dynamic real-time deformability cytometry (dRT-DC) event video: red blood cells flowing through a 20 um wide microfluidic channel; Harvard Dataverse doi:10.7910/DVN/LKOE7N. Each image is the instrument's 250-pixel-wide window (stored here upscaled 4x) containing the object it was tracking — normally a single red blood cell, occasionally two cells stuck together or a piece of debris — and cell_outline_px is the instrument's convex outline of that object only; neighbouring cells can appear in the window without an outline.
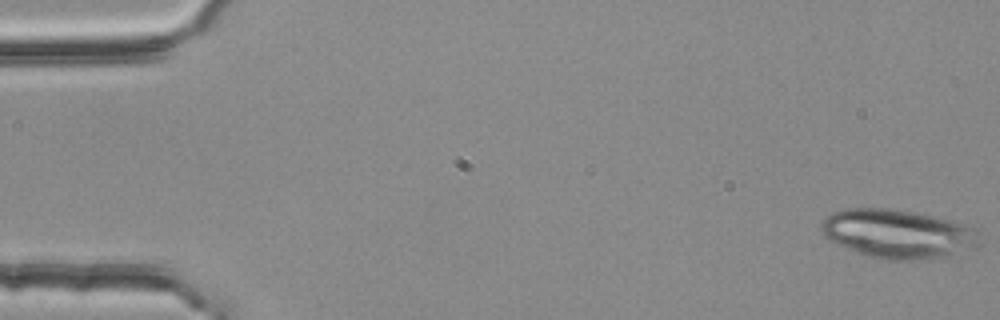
{"species": "common noctule bat (a hibernating species)", "species_latin": "Nyctalus noctula", "temperature_condition": "room temperature", "stored_images_in_passage": 53, "camera_frame_rate_fps": 3000, "um_per_image_px": 0.085, "animal": {"sex": "female", "body_mass_g": 25.1}, "frame": {"image": 1, "passage_image": 1, "time_ms": 0.0, "image_size_px": [1000, 320], "cell_outline_px": [[980, 244], [972, 248], [944, 256], [920, 260], [884, 260], [864, 256], [836, 244], [824, 236], [820, 228], [820, 224], [832, 212], [844, 208], [888, 208], [912, 212], [932, 216], [948, 220], [972, 228]], "centroid_in_image_um": [76.2, 19.89], "position_along_channel_um": 8.8, "area_um2": 44.68}}
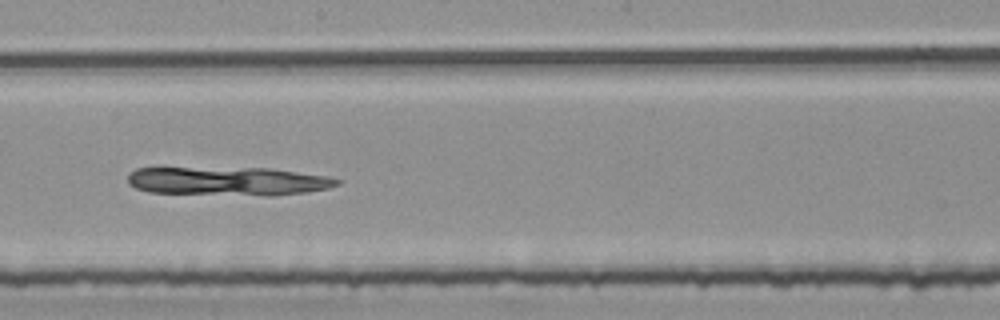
{"frame": {"image": 2, "passage_image": 30, "time_ms": 9.667, "image_size_px": [1000, 320], "cell_outline_px": [[344, 180], [340, 184], [328, 188], [304, 192], [272, 196], [268, 196], [148, 192], [136, 188], [128, 184], [128, 176], [136, 168], [268, 168], [324, 176]], "centroid_in_image_um": [19.38, 15.4], "position_along_channel_um": 228.8, "area_um2": 34.8}}
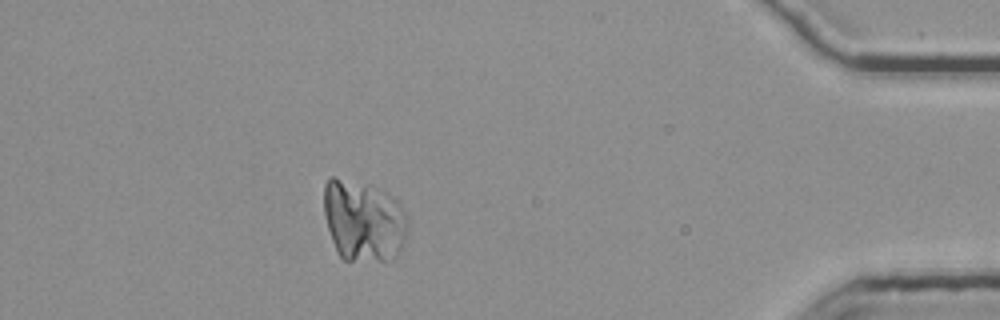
{"frame": {"image": 3, "passage_image": 48, "time_ms": 15.667, "image_size_px": [1000, 320], "cell_outline_px": [[408, 224], [404, 244], [396, 256], [392, 260], [384, 264], [344, 260], [340, 256], [332, 240], [328, 228], [324, 212], [324, 184], [328, 176], [332, 176], [364, 184], [396, 200], [400, 204], [408, 216]], "centroid_in_image_um": [30.91, 18.84], "position_along_channel_um": 404.3, "area_um2": 40.17}}